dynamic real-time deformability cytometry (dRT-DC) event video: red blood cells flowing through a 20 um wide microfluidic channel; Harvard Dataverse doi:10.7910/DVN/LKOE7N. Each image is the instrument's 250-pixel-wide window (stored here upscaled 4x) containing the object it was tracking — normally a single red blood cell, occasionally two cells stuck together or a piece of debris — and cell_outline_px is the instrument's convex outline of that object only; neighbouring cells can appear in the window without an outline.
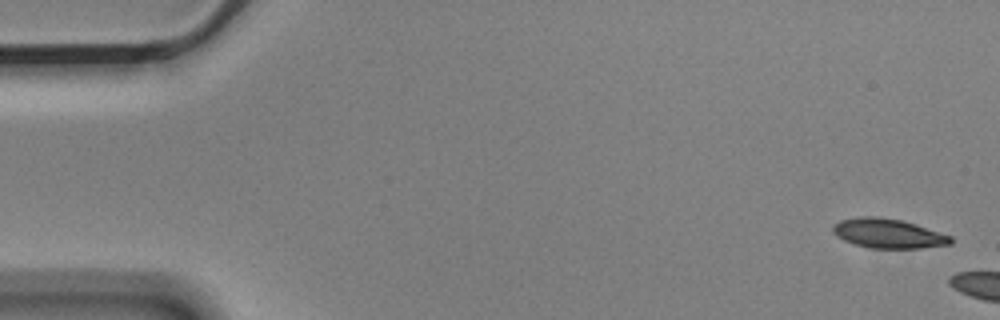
{"species": "Egyptian fruit bat (a non-hibernating species)", "species_latin": "Rousettus aegyptiacus", "temperature_condition": "cold", "stored_images_in_passage": 7, "segment_of_instrument_passage": [1, 2], "camera_frame_rate_fps": 3000, "um_per_image_px": 0.085, "animal": {"sex": "male"}, "frame": {"image": 1, "passage_image": 1, "time_ms": 0.0, "image_size_px": [1000, 320], "cell_outline_px": [[952, 244], [920, 248], [872, 248], [856, 244], [844, 240], [832, 232], [832, 224], [840, 220], [860, 216], [880, 216], [904, 220], [952, 236]], "centroid_in_image_um": [75.5, 19.82], "position_along_channel_um": 9.5, "area_um2": 20.35}}